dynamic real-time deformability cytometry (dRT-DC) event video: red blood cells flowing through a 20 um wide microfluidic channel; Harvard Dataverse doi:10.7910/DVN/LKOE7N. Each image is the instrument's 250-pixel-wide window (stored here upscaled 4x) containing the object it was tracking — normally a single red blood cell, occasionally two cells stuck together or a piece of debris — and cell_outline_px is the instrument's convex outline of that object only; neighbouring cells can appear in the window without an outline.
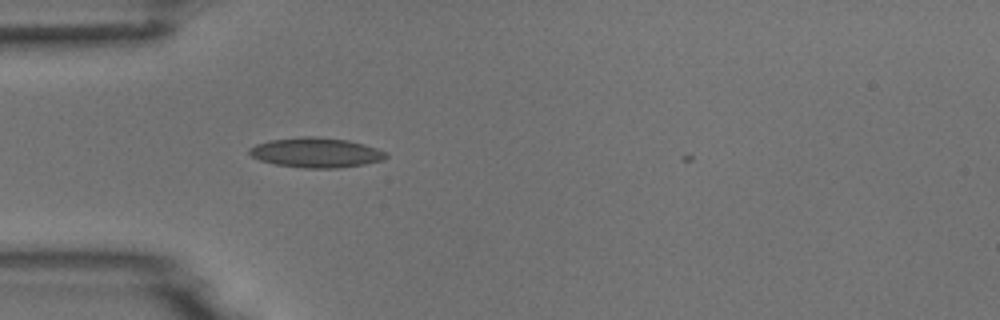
{"species": "common noctule bat (a hibernating species)", "species_latin": "Nyctalus noctula", "temperature_condition": "room temperature", "stored_images_in_passage": 1, "camera_frame_rate_fps": 3000, "um_per_image_px": 0.085, "animal": {"sex": "male", "body_mass_g": 18.8}, "frame": {"image": 1, "passage_image": 1, "time_ms": 0.0, "image_size_px": [1000, 320], "cell_outline_px": [[388, 156], [384, 160], [364, 164], [336, 168], [304, 168], [276, 164], [260, 160], [252, 156], [248, 152], [248, 148], [256, 144], [272, 140], [300, 136], [316, 136], [348, 140], [364, 144], [388, 152]], "centroid_in_image_um": [26.89, 12.96], "position_along_channel_um": 58.1, "area_um2": 23.81}}